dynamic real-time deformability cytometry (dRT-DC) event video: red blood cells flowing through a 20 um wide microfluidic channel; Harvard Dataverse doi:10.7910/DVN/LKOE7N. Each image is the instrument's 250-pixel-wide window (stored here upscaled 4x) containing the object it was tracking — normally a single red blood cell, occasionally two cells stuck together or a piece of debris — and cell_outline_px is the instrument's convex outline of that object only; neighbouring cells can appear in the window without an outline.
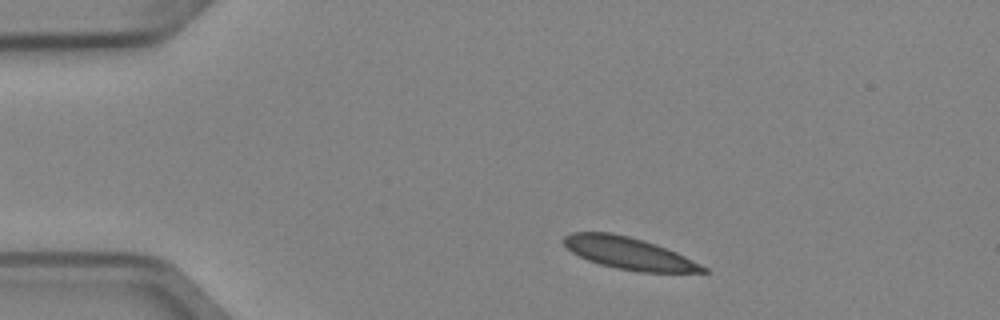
{"species": "Egyptian fruit bat (a non-hibernating species)", "species_latin": "Rousettus aegyptiacus", "temperature_condition": "cold", "stored_images_in_passage": 5, "camera_frame_rate_fps": 3000, "um_per_image_px": 0.085, "animal": {"sex": "female"}, "frame": {"image": 1, "passage_image": 1, "time_ms": 0.0, "image_size_px": [1000, 320], "cell_outline_px": [[708, 272], [640, 272], [616, 268], [600, 264], [588, 260], [572, 252], [564, 244], [564, 236], [572, 232], [612, 232], [628, 236], [656, 244], [676, 252], [708, 268]], "centroid_in_image_um": [53.45, 21.52], "position_along_channel_um": 31.6, "area_um2": 25.72}}
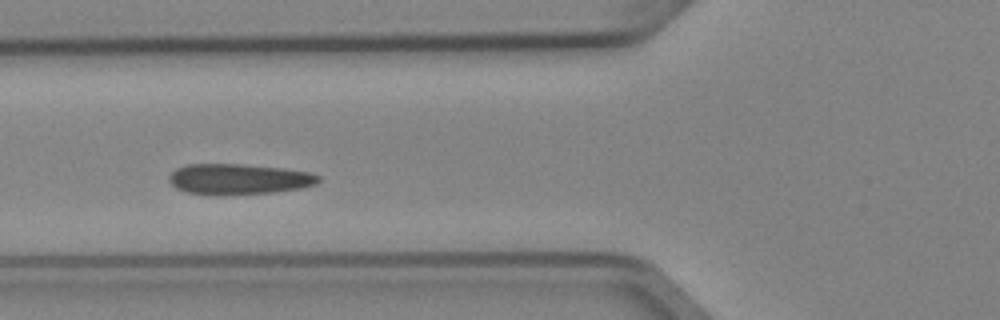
{"frame": {"image": 2, "passage_image": 4, "time_ms": 1.0, "image_size_px": [1000, 320], "cell_outline_px": [[320, 180], [316, 184], [300, 188], [272, 192], [216, 196], [188, 192], [176, 188], [168, 180], [168, 176], [176, 168], [188, 164], [244, 164], [284, 168], [308, 172], [320, 176]], "centroid_in_image_um": [20.26, 15.22], "position_along_channel_um": 105.5, "area_um2": 26.82}}
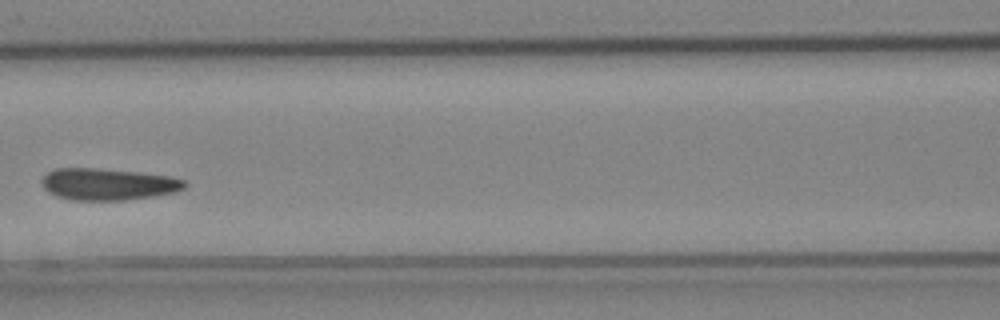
{"frame": {"image": 3, "passage_image": 5, "time_ms": 1.333, "image_size_px": [1000, 320], "cell_outline_px": [[188, 184], [184, 188], [176, 192], [152, 196], [124, 200], [72, 200], [56, 196], [48, 192], [44, 188], [40, 180], [48, 172], [56, 168], [96, 168], [140, 172], [168, 176], [184, 180]], "centroid_in_image_um": [9.16, 15.65], "position_along_channel_um": 157.4, "area_um2": 26.47}}